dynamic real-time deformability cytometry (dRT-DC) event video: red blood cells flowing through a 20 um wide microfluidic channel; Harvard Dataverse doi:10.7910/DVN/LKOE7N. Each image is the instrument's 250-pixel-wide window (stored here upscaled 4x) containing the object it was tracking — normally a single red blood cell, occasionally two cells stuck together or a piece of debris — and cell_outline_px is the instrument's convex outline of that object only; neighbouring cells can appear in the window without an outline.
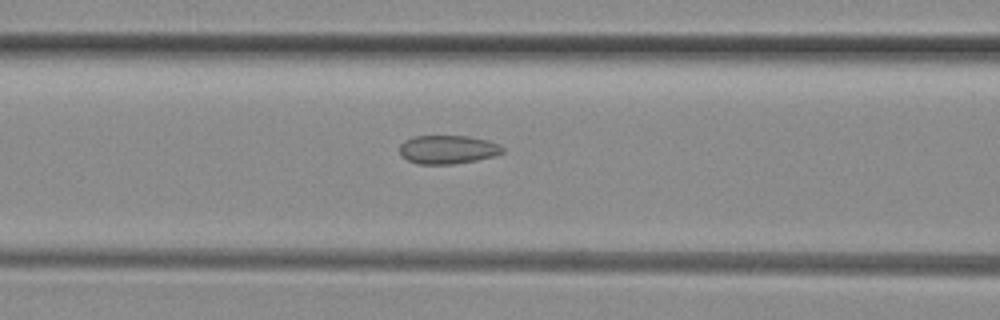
{"species": "common noctule bat (a hibernating species)", "species_latin": "Nyctalus noctula", "temperature_condition": "room temperature", "stored_images_in_passage": 14, "camera_frame_rate_fps": 3000, "um_per_image_px": 0.085, "animal": {"sex": "female", "body_mass_g": 29.2, "forearm_length_mm": 56.3}, "frame": {"image": 1, "passage_image": 10, "time_ms": 3.0, "image_size_px": [1000, 320], "cell_outline_px": [[504, 152], [492, 156], [476, 160], [452, 164], [416, 164], [408, 160], [400, 152], [400, 144], [404, 140], [416, 136], [468, 136], [488, 140], [500, 144], [504, 148]], "centroid_in_image_um": [38.07, 12.7], "position_along_channel_um": 128.5, "area_um2": 17.11}}